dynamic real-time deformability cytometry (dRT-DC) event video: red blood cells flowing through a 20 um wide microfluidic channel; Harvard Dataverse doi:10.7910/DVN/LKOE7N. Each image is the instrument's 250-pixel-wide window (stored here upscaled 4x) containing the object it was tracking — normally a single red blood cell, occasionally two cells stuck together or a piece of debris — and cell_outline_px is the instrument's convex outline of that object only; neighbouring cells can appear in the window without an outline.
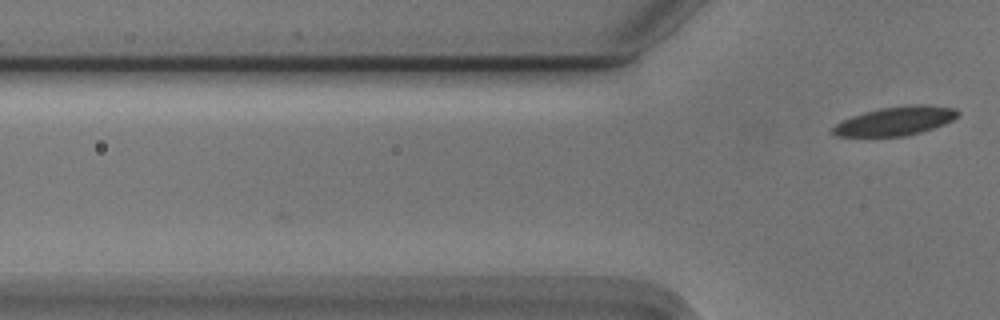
{"species": "Egyptian fruit bat (a non-hibernating species)", "species_latin": "Rousettus aegyptiacus", "temperature_condition": "cold", "stored_images_in_passage": 4, "camera_frame_rate_fps": 3000, "um_per_image_px": 0.085, "animal": {"sex": "male"}, "frame": {"image": 1, "passage_image": 4, "time_ms": 1.0, "image_size_px": [1000, 320], "cell_outline_px": [[960, 116], [944, 124], [920, 132], [904, 136], [836, 136], [832, 132], [832, 128], [836, 124], [852, 116], [864, 112], [880, 108], [908, 104], [928, 104], [956, 108], [960, 112]], "centroid_in_image_um": [76.16, 10.26], "position_along_channel_um": 49.6, "area_um2": 21.04}}